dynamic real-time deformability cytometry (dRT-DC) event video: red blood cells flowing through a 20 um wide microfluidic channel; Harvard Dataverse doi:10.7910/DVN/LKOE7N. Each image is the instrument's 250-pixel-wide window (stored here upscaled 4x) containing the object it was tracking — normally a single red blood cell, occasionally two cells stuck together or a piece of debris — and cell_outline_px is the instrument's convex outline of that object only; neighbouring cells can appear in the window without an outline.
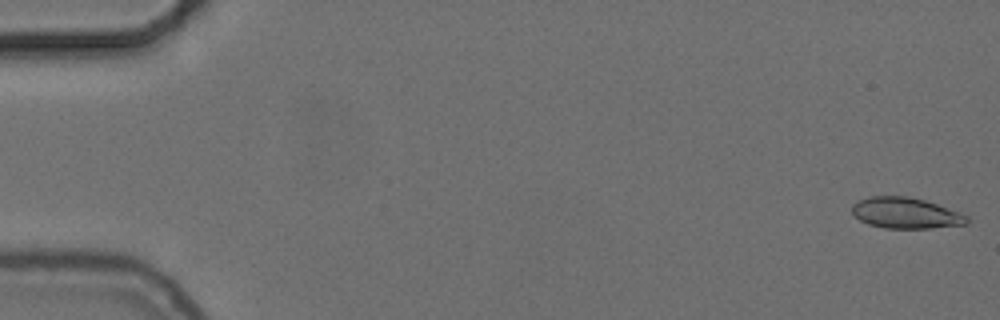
{"species": "common noctule bat (a hibernating species)", "species_latin": "Nyctalus noctula", "temperature_condition": "cold", "stored_images_in_passage": 55, "camera_frame_rate_fps": 3000, "um_per_image_px": 0.085, "animal": {"sex": "female", "body_mass_g": 24.6, "forearm_length_mm": 56.2}, "frame": {"image": 1, "passage_image": 1, "time_ms": 0.0, "image_size_px": [1000, 320], "cell_outline_px": [[968, 224], [928, 228], [884, 228], [868, 224], [860, 220], [852, 212], [852, 204], [868, 196], [908, 196], [924, 200], [960, 212], [968, 216]], "centroid_in_image_um": [76.98, 18.11], "position_along_channel_um": 8.0, "area_um2": 20.63}}
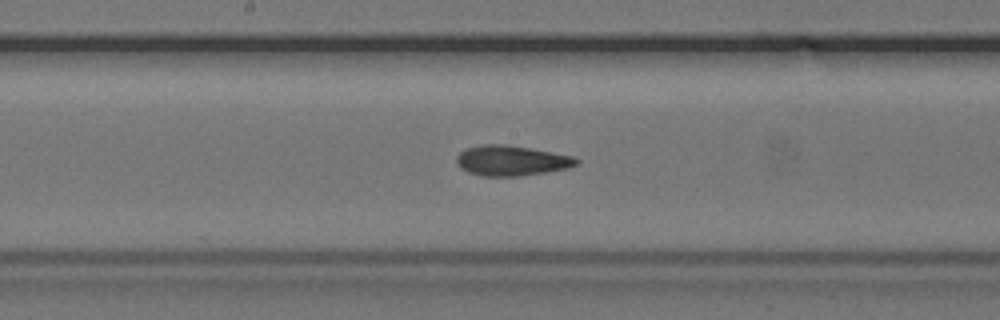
{"frame": {"image": 2, "passage_image": 29, "time_ms": 9.333, "image_size_px": [1000, 320], "cell_outline_px": [[580, 164], [568, 168], [544, 172], [516, 176], [480, 176], [468, 172], [460, 168], [456, 160], [456, 156], [464, 148], [480, 144], [504, 144], [552, 152], [572, 156], [580, 160]], "centroid_in_image_um": [43.44, 13.64], "position_along_channel_um": 204.8, "area_um2": 21.15}}
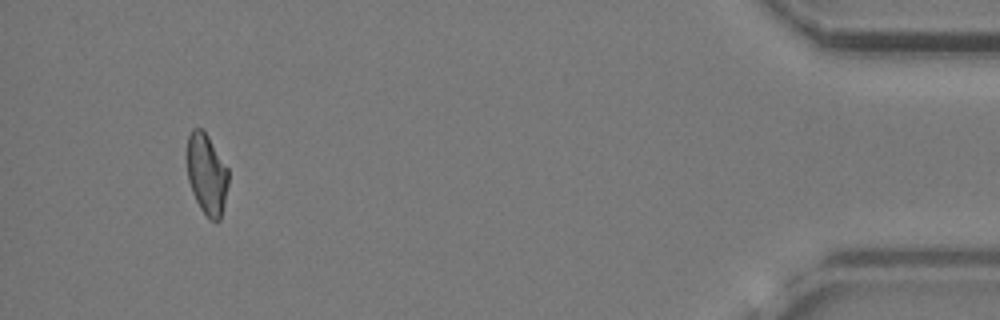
{"frame": {"image": 3, "passage_image": 52, "time_ms": 17.0, "image_size_px": [1000, 320], "cell_outline_px": [[228, 184], [224, 204], [220, 220], [208, 220], [200, 208], [192, 192], [188, 180], [188, 136], [192, 128], [200, 128], [208, 136], [228, 168]], "centroid_in_image_um": [17.58, 14.83], "position_along_channel_um": 417.6, "area_um2": 19.31}, "authors_computed_cell_mechanics": {"area_um2": 20.808, "velocity_mm_per_s": 3.7231, "shape_relaxation_time_tau1_ms": 8.4822, "shape_relaxation_time_tau2_ms": 2.5738, "deformation_change_tau1": 0.1564, "deformation_change_tau2": 0.0874}}